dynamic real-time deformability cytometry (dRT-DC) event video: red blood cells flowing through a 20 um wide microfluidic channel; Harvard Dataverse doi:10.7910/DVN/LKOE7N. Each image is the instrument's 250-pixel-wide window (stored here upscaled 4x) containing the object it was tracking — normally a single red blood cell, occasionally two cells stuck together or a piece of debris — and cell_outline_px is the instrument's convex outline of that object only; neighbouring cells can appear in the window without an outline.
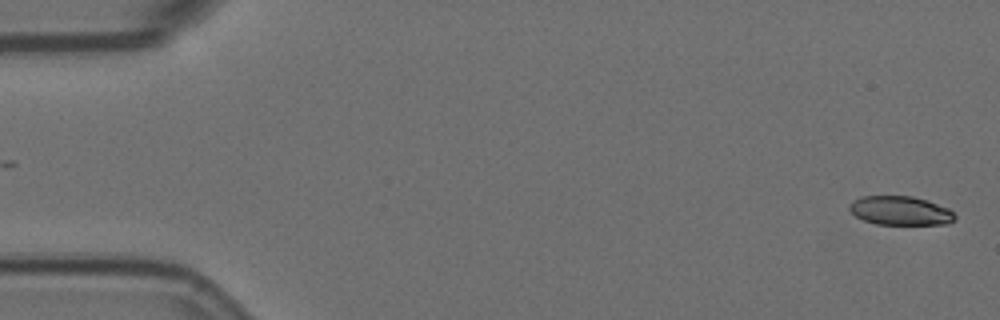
{"species": "Egyptian fruit bat (a non-hibernating species)", "species_latin": "Rousettus aegyptiacus", "temperature_condition": "room temperature", "stored_images_in_passage": 5, "camera_frame_rate_fps": 3000, "um_per_image_px": 0.085, "animal": {"sex": "female"}, "frame": {"image": 1, "passage_image": 1, "time_ms": 0.0, "image_size_px": [1000, 320], "cell_outline_px": [[956, 220], [948, 224], [876, 224], [864, 220], [856, 216], [848, 208], [848, 204], [852, 200], [860, 196], [912, 196], [928, 200], [948, 208], [956, 216]], "centroid_in_image_um": [76.52, 17.9], "position_along_channel_um": 8.5, "area_um2": 17.92}}